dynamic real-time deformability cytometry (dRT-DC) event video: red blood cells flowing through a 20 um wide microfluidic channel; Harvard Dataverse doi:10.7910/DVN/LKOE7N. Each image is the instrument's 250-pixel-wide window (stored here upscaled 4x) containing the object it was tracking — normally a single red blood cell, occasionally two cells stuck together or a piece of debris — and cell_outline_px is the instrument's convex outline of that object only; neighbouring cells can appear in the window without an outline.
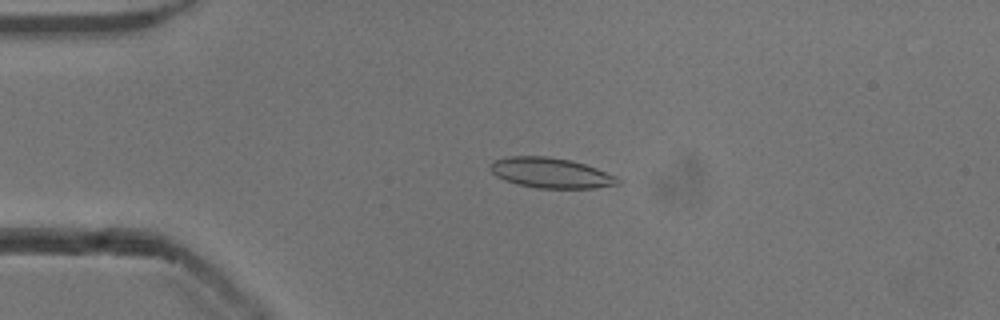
{"species": "common noctule bat (a hibernating species)", "species_latin": "Nyctalus noctula", "temperature_condition": "cold", "stored_images_in_passage": 53, "camera_frame_rate_fps": 3000, "um_per_image_px": 0.085, "animal": {"sex": "male", "body_mass_g": 13.3}, "frame": {"image": 1, "passage_image": 12, "time_ms": 3.667, "image_size_px": [1000, 320], "cell_outline_px": [[620, 184], [596, 188], [536, 188], [516, 184], [504, 180], [496, 176], [488, 168], [492, 160], [508, 156], [548, 156], [572, 160], [596, 168], [616, 176], [620, 180]], "centroid_in_image_um": [46.78, 14.69], "position_along_channel_um": 38.2, "area_um2": 22.72}}
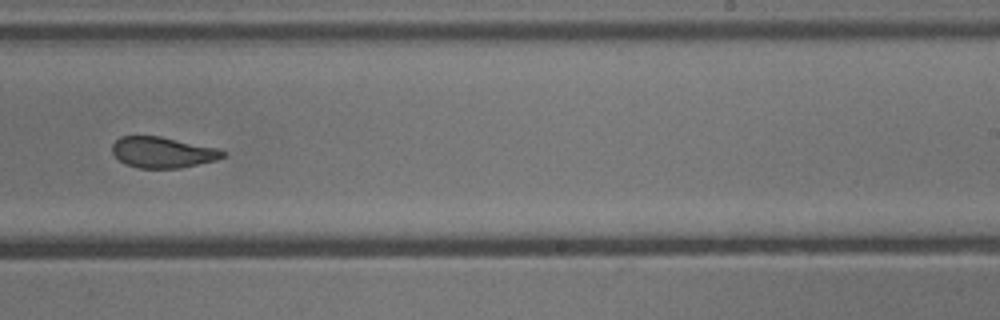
{"frame": {"image": 2, "passage_image": 33, "time_ms": 10.667, "image_size_px": [1000, 320], "cell_outline_px": [[228, 156], [216, 160], [180, 168], [140, 168], [124, 164], [112, 152], [112, 144], [120, 136], [160, 136], [216, 148], [228, 152]], "centroid_in_image_um": [13.84, 12.95], "position_along_channel_um": 275.2, "area_um2": 19.94}}
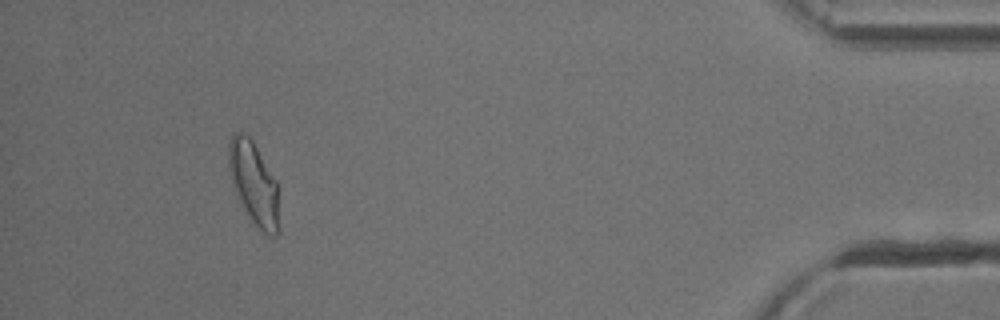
{"frame": {"image": 3, "passage_image": 49, "time_ms": 16.0, "image_size_px": [1000, 320], "cell_outline_px": [[276, 236], [268, 236], [252, 220], [236, 196], [232, 184], [228, 168], [228, 144], [232, 132], [240, 132], [248, 136], [252, 140], [276, 180]], "centroid_in_image_um": [21.49, 15.48], "position_along_channel_um": 413.7, "area_um2": 23.52}, "authors_computed_cell_mechanics": {"area_um2": 21.7328, "velocity_mm_per_s": 3.8472, "shape_relaxation_time_tau1_ms": 9.6696, "shape_relaxation_time_tau2_ms": 1.4725, "deformation_change_tau1": 0.2051, "deformation_change_tau2": 0.0725}}